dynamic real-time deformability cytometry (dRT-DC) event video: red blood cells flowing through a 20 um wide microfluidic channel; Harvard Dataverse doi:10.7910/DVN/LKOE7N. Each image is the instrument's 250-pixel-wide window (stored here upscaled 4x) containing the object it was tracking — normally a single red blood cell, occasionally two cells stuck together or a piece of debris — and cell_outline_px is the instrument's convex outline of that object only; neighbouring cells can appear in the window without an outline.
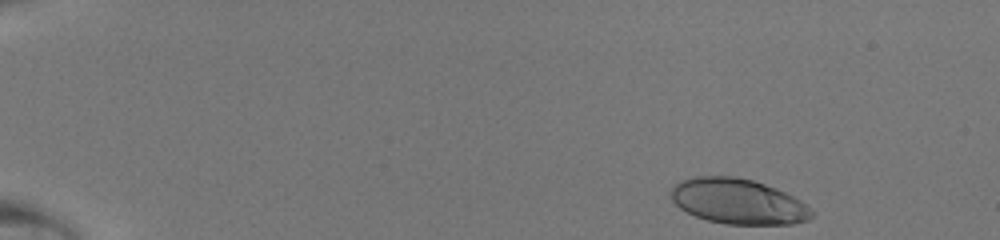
{"species": "human", "species_latin": "Homo sapiens", "temperature_condition": "room temperature", "stored_images_in_passage": 43, "camera_frame_rate_fps": 3000, "um_per_image_px": 0.085, "donor": {"sex": "male"}, "frame": {"image": 1, "passage_image": 1, "time_ms": 0.0, "image_size_px": [1000, 240], "cell_outline_px": [[812, 216], [808, 220], [792, 224], [724, 224], [708, 220], [696, 216], [680, 208], [672, 200], [668, 192], [672, 184], [680, 180], [692, 176], [736, 176], [752, 180], [776, 188], [800, 200], [812, 212]], "centroid_in_image_um": [62.66, 17.1], "position_along_channel_um": 22.3, "area_um2": 37.22}}
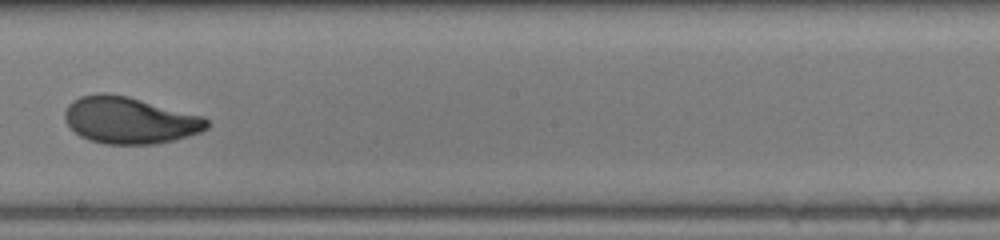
{"frame": {"image": 2, "passage_image": 25, "time_ms": 8.0, "image_size_px": [1000, 240], "cell_outline_px": [[208, 128], [200, 132], [188, 136], [172, 140], [152, 144], [104, 144], [88, 140], [80, 136], [64, 120], [64, 112], [68, 104], [72, 100], [80, 96], [100, 92], [104, 92], [128, 96], [204, 116], [208, 120]], "centroid_in_image_um": [11.0, 10.21], "position_along_channel_um": 237.2, "area_um2": 38.84}}
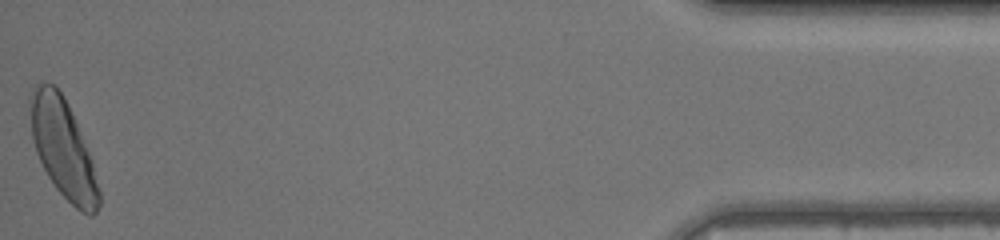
{"frame": {"image": 3, "passage_image": 43, "time_ms": 14.0, "image_size_px": [1000, 240], "cell_outline_px": [[100, 204], [96, 212], [92, 216], [88, 216], [80, 212], [56, 188], [48, 176], [36, 152], [32, 140], [28, 104], [28, 96], [32, 88], [36, 84], [52, 84], [64, 96], [92, 160], [100, 192]], "centroid_in_image_um": [5.33, 12.62], "position_along_channel_um": 429.9, "area_um2": 39.25}}